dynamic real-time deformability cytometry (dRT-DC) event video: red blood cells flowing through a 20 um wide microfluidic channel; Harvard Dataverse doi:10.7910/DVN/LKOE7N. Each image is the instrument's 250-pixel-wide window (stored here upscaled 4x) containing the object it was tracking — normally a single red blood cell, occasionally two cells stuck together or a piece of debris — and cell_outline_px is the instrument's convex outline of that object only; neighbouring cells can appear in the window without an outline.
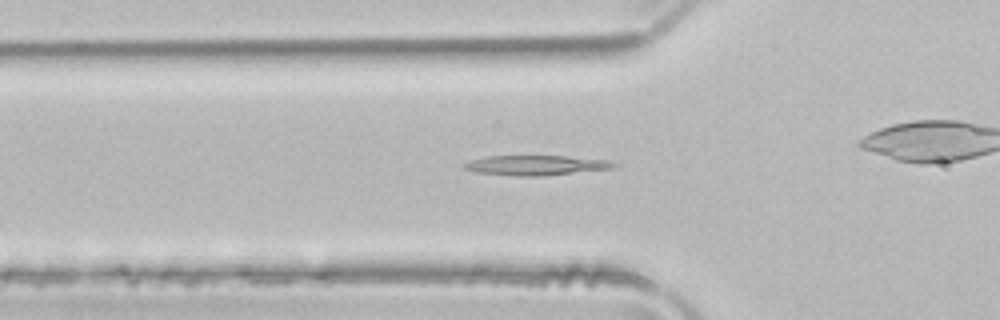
{"species": "common noctule bat (a hibernating species)", "species_latin": "Nyctalus noctula", "temperature_condition": "room temperature", "stored_images_in_passage": 48, "camera_frame_rate_fps": 3000, "um_per_image_px": 0.085, "animal": {"sex": "male", "body_mass_g": 21.5, "forearm_length_mm": 52.0}, "frame": {"image": 1, "passage_image": 13, "time_ms": 4.0, "image_size_px": [1000, 320], "cell_outline_px": [[620, 164], [612, 168], [540, 176], [516, 176], [476, 172], [464, 168], [460, 164], [484, 156], [564, 156], [608, 160]], "centroid_in_image_um": [45.51, 14.04], "position_along_channel_um": 80.3, "area_um2": 17.22}}
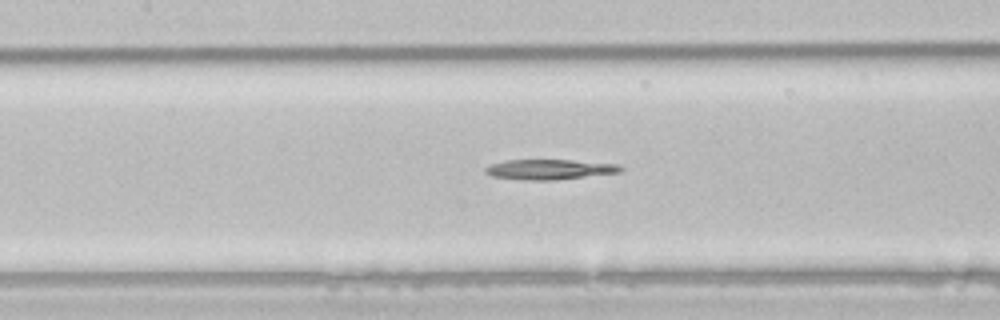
{"frame": {"image": 2, "passage_image": 19, "time_ms": 6.0, "image_size_px": [1000, 320], "cell_outline_px": [[624, 168], [620, 172], [552, 180], [528, 180], [492, 176], [484, 172], [484, 168], [492, 164], [504, 160], [572, 160], [616, 164]], "centroid_in_image_um": [46.68, 14.39], "position_along_channel_um": 160.7, "area_um2": 15.61}}
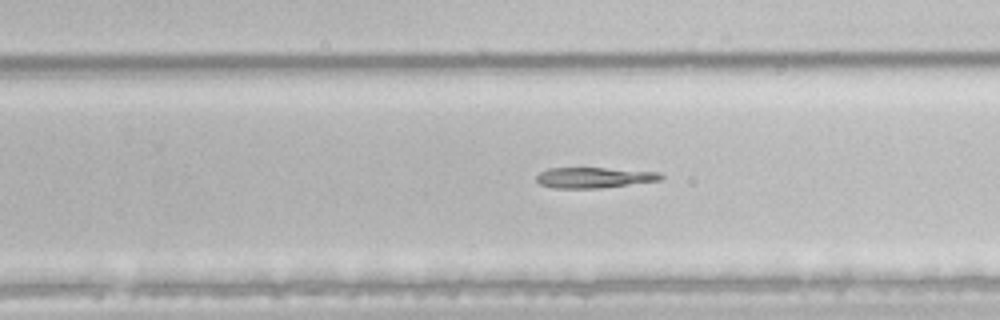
{"frame": {"image": 3, "passage_image": 28, "time_ms": 9.0, "image_size_px": [1000, 320], "cell_outline_px": [[664, 176], [660, 180], [600, 188], [552, 188], [540, 184], [536, 180], [536, 176], [540, 172], [548, 168], [604, 168], [660, 172]], "centroid_in_image_um": [50.46, 15.09], "position_along_channel_um": 279.3, "area_um2": 14.85}}